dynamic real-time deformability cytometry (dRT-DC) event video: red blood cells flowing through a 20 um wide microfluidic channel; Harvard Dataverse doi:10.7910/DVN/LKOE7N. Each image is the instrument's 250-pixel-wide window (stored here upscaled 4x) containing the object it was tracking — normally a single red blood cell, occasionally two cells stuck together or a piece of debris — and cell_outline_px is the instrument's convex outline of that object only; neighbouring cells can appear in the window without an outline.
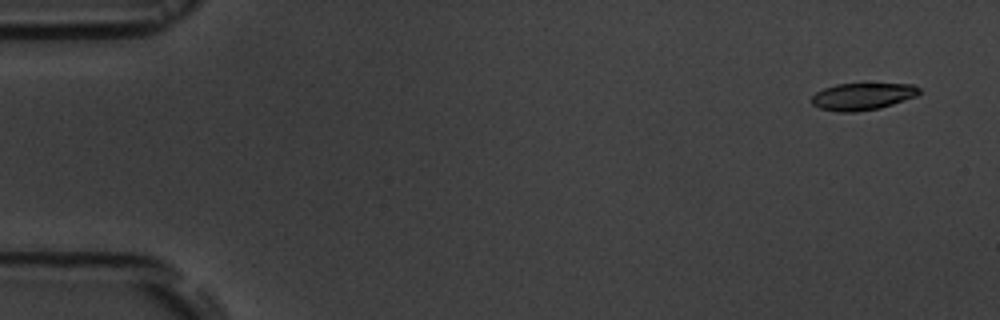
{"species": "common noctule bat (a hibernating species)", "species_latin": "Nyctalus noctula", "temperature_condition": "room temperature", "stored_images_in_passage": 4, "camera_frame_rate_fps": 3000, "um_per_image_px": 0.085, "animal": {"sex": "male", "body_mass_g": 19.5, "forearm_length_mm": 54.6}, "frame": {"image": 1, "passage_image": 1, "time_ms": 0.0, "image_size_px": [1000, 320], "cell_outline_px": [[924, 92], [916, 96], [880, 108], [856, 112], [836, 112], [820, 108], [812, 104], [812, 96], [816, 92], [824, 88], [836, 84], [864, 80], [912, 84], [920, 88]], "centroid_in_image_um": [73.37, 8.13], "position_along_channel_um": 11.6, "area_um2": 18.09}}
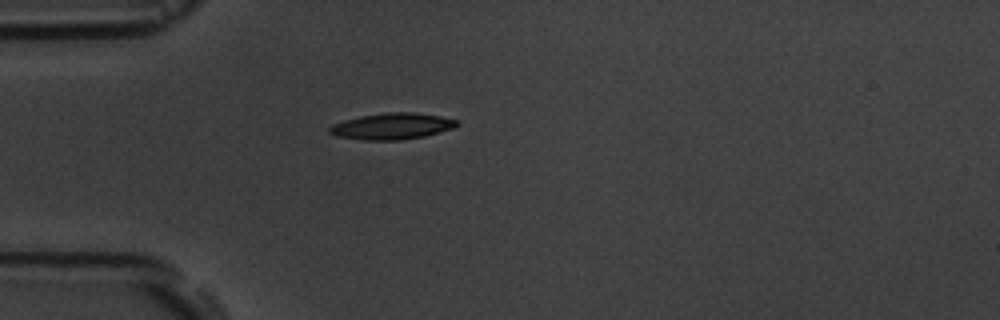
{"frame": {"image": 2, "passage_image": 4, "time_ms": 4.333, "image_size_px": [1000, 320], "cell_outline_px": [[460, 124], [452, 128], [424, 136], [400, 140], [364, 140], [336, 136], [328, 132], [328, 128], [332, 124], [344, 120], [360, 116], [388, 112], [412, 112], [440, 116], [460, 120]], "centroid_in_image_um": [33.31, 10.72], "position_along_channel_um": 51.7, "area_um2": 19.54}}